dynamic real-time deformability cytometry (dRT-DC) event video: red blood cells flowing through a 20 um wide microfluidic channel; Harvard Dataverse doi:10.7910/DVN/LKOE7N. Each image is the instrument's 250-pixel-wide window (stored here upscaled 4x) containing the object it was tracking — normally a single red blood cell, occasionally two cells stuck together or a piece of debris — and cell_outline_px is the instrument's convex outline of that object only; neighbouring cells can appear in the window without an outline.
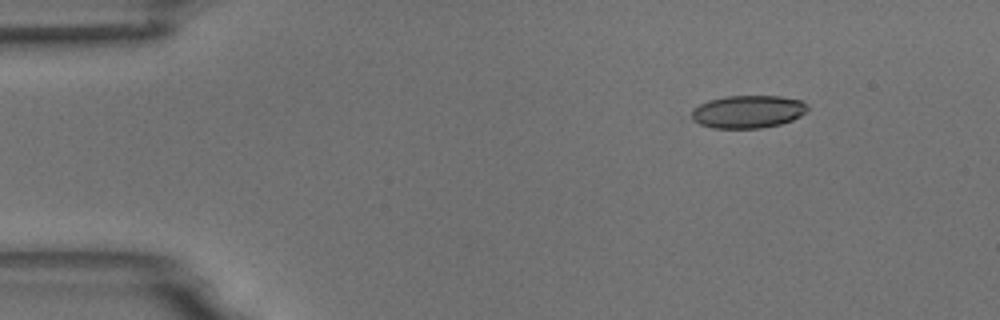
{"species": "common noctule bat (a hibernating species)", "species_latin": "Nyctalus noctula", "temperature_condition": "room temperature", "stored_images_in_passage": 12, "camera_frame_rate_fps": 3000, "um_per_image_px": 0.085, "animal": {"sex": "male", "body_mass_g": 18.8}, "frame": {"image": 1, "passage_image": 1, "time_ms": 0.0, "image_size_px": [1000, 320], "cell_outline_px": [[808, 108], [800, 116], [792, 120], [780, 124], [760, 128], [712, 128], [700, 124], [692, 120], [688, 116], [692, 108], [708, 100], [724, 96], [780, 96], [800, 100], [808, 104]], "centroid_in_image_um": [63.52, 9.49], "position_along_channel_um": 21.5, "area_um2": 22.37}}
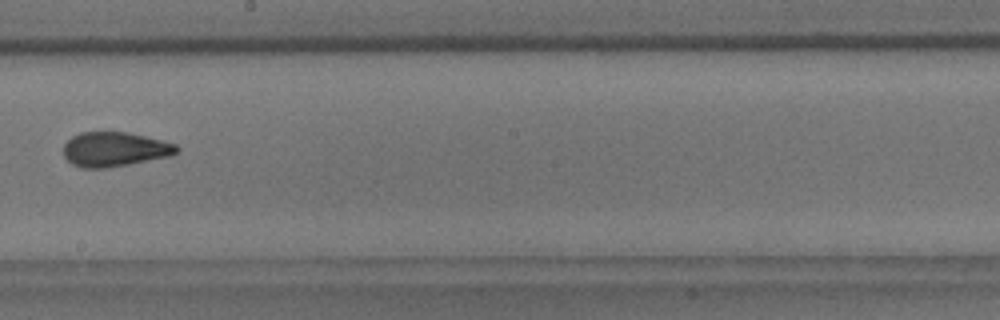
{"frame": {"image": 2, "passage_image": 7, "time_ms": 8.0, "image_size_px": [1000, 320], "cell_outline_px": [[180, 148], [172, 156], [128, 164], [104, 168], [80, 168], [72, 164], [64, 156], [64, 144], [72, 136], [80, 132], [128, 132], [176, 144]], "centroid_in_image_um": [9.73, 12.69], "position_along_channel_um": 238.5, "area_um2": 22.72}}
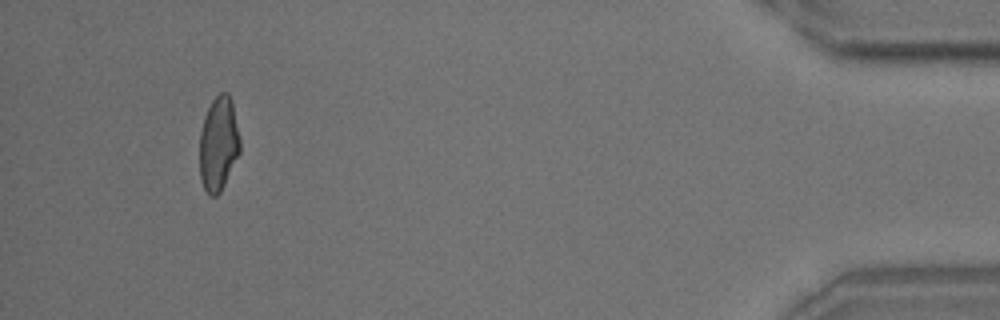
{"frame": {"image": 3, "passage_image": 12, "time_ms": 14.667, "image_size_px": [1000, 320], "cell_outline_px": [[240, 152], [220, 192], [216, 196], [208, 196], [200, 180], [200, 132], [204, 116], [212, 100], [220, 92], [228, 92], [232, 100], [240, 140]], "centroid_in_image_um": [18.57, 12.22], "position_along_channel_um": 416.6, "area_um2": 22.25}, "authors_computed_cell_mechanics": {"area_um2": 22.7154, "velocity_mm_per_s": 3.7118, "shape_relaxation_time_tau1_ms": null, "shape_relaxation_time_tau2_ms": 1.3858, "deformation_change_tau1": null, "deformation_change_tau2": 0.0775}}